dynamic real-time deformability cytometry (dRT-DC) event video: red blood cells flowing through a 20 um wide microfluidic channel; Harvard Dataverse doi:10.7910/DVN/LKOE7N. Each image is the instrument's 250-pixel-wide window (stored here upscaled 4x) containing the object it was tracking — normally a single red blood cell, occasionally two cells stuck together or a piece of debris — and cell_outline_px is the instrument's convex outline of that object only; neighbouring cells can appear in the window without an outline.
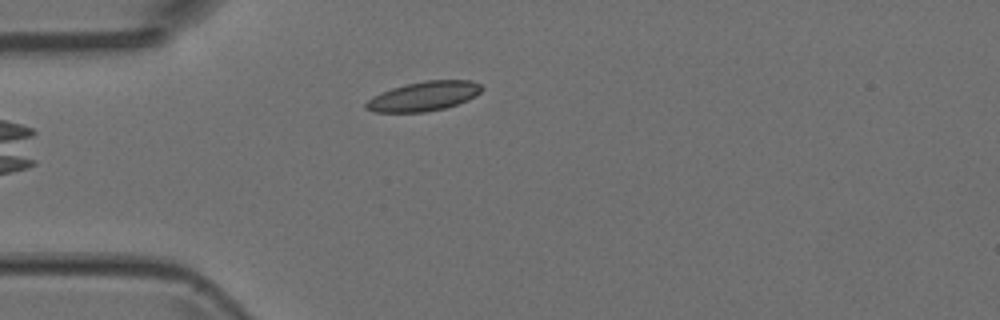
{"species": "Egyptian fruit bat (a non-hibernating species)", "species_latin": "Rousettus aegyptiacus", "temperature_condition": "room temperature", "stored_images_in_passage": 3, "camera_frame_rate_fps": 3000, "um_per_image_px": 0.085, "animal": {"sex": "female"}, "frame": {"image": 1, "passage_image": 1, "time_ms": 0.0, "image_size_px": [1000, 320], "cell_outline_px": [[484, 88], [476, 96], [468, 100], [444, 108], [424, 112], [372, 112], [364, 108], [364, 104], [372, 96], [392, 88], [424, 80], [472, 80], [480, 84]], "centroid_in_image_um": [36.02, 8.18], "position_along_channel_um": 49.0, "area_um2": 19.88}}
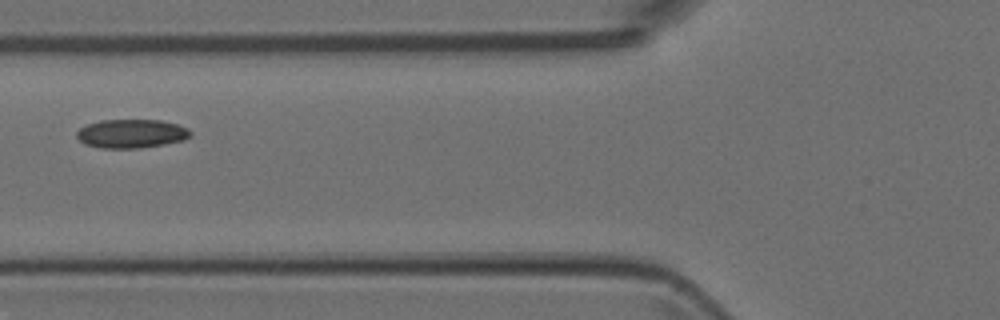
{"frame": {"image": 2, "passage_image": 3, "time_ms": 0.667, "image_size_px": [1000, 320], "cell_outline_px": [[192, 136], [180, 140], [164, 144], [140, 148], [100, 148], [84, 144], [76, 136], [76, 132], [80, 128], [88, 124], [100, 120], [160, 120], [176, 124], [188, 128], [192, 132]], "centroid_in_image_um": [11.15, 11.36], "position_along_channel_um": 114.6, "area_um2": 19.02}}